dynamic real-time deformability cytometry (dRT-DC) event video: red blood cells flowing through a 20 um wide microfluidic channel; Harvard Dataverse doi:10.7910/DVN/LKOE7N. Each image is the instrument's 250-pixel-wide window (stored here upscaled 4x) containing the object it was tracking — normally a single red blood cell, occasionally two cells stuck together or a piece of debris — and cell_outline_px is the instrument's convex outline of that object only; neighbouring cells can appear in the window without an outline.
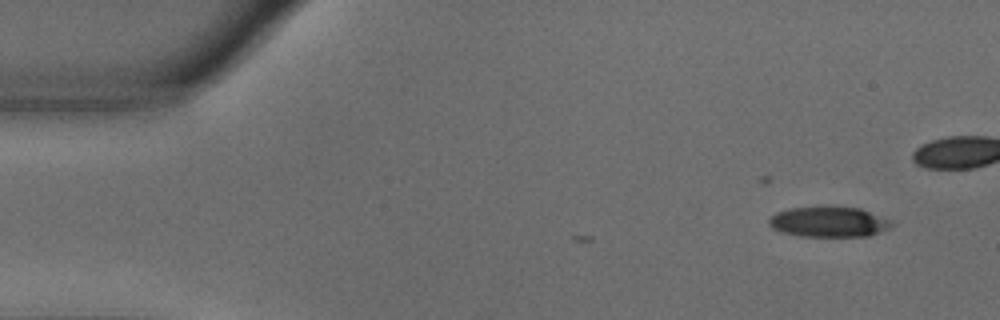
{"species": "common noctule bat (a hibernating species)", "species_latin": "Nyctalus noctula", "temperature_condition": "warm", "stored_images_in_passage": 2, "camera_frame_rate_fps": 3000, "um_per_image_px": 0.085, "animal": {"sex": "male", "body_mass_g": 18.8}, "frame": {"image": 1, "passage_image": 2, "time_ms": 0.333, "image_size_px": [1000, 320], "cell_outline_px": [[892, 224], [888, 228], [880, 232], [868, 236], [800, 236], [780, 232], [772, 228], [768, 224], [768, 220], [776, 212], [788, 208], [860, 208], [892, 220]], "centroid_in_image_um": [70.43, 18.88], "position_along_channel_um": 14.6, "area_um2": 21.33}}